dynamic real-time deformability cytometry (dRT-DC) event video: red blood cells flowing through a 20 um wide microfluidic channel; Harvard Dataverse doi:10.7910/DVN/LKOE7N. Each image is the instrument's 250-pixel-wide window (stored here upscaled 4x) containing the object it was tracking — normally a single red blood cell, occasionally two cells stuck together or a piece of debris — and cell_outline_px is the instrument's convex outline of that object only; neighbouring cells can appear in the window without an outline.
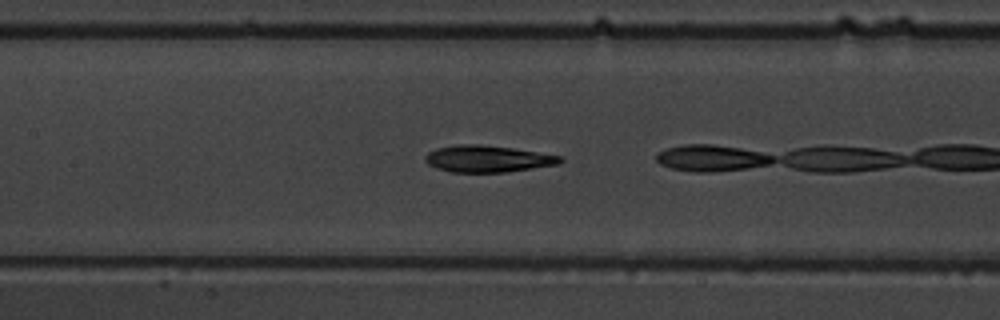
{"species": "common noctule bat (a hibernating species)", "species_latin": "Nyctalus noctula", "temperature_condition": "warm", "stored_images_in_passage": 22, "camera_frame_rate_fps": 3000, "um_per_image_px": 0.085, "animal": {"sex": "male", "body_mass_g": 19.5, "forearm_length_mm": 54.6}, "frame": {"image": 1, "passage_image": 7, "time_ms": 2.0, "image_size_px": [1000, 320], "cell_outline_px": [[564, 160], [556, 164], [532, 168], [504, 172], [452, 172], [436, 168], [428, 164], [424, 160], [424, 156], [428, 152], [436, 148], [460, 144], [476, 144], [512, 148], [560, 156]], "centroid_in_image_um": [41.38, 13.5], "position_along_channel_um": 166.0, "area_um2": 20.75}}